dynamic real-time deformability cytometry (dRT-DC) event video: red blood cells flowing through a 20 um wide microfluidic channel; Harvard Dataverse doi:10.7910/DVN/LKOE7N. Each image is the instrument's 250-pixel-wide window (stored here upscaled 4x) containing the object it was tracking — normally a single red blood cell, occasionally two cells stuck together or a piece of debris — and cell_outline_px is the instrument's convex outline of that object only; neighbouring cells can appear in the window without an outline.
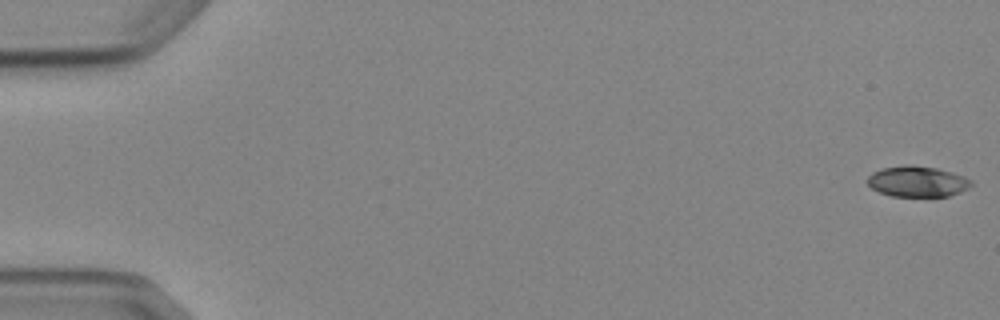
{"species": "Egyptian fruit bat (a non-hibernating species)", "species_latin": "Rousettus aegyptiacus", "temperature_condition": "cold", "stored_images_in_passage": 5, "camera_frame_rate_fps": 3000, "um_per_image_px": 0.085, "animal": {"sex": "female"}, "frame": {"image": 1, "passage_image": 1, "time_ms": 0.0, "image_size_px": [1000, 320], "cell_outline_px": [[972, 184], [968, 188], [960, 192], [948, 196], [892, 196], [880, 192], [872, 188], [868, 184], [868, 176], [872, 172], [880, 168], [908, 164], [936, 168], [952, 172], [964, 176], [972, 180]], "centroid_in_image_um": [77.97, 15.41], "position_along_channel_um": 7.0, "area_um2": 18.61}}
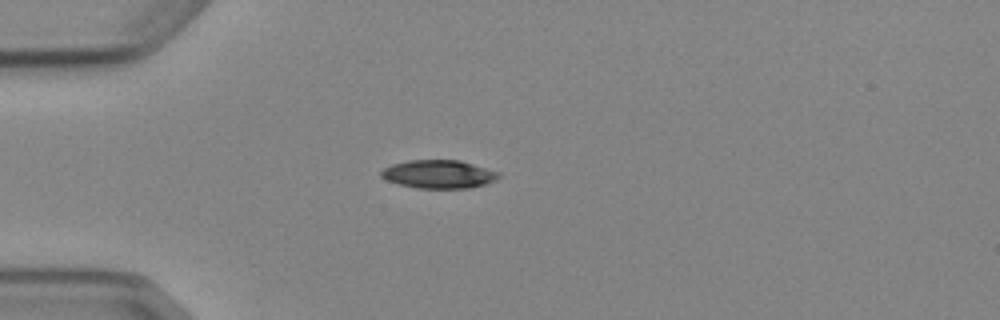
{"frame": {"image": 2, "passage_image": 5, "time_ms": 4.667, "image_size_px": [1000, 320], "cell_outline_px": [[500, 176], [496, 180], [484, 184], [468, 188], [420, 188], [400, 184], [388, 180], [380, 176], [380, 172], [384, 168], [392, 164], [408, 160], [460, 160], [500, 172]], "centroid_in_image_um": [37.3, 14.79], "position_along_channel_um": 47.7, "area_um2": 19.25}}